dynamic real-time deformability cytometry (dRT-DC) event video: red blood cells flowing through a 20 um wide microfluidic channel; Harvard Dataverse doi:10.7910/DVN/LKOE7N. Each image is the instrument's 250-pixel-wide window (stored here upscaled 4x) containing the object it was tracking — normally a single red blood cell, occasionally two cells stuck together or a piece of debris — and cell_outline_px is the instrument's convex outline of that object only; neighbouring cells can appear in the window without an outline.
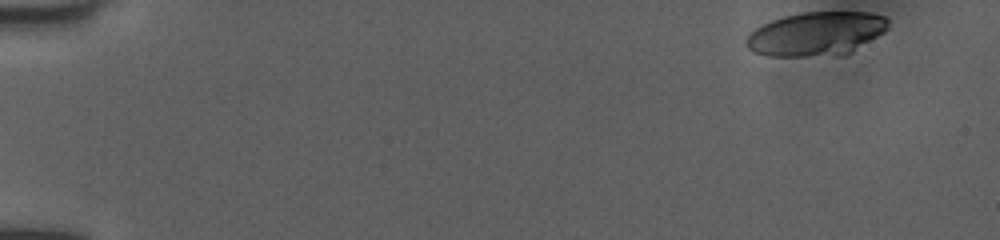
{"species": "human", "species_latin": "Homo sapiens", "temperature_condition": "room temperature", "stored_images_in_passage": 10, "camera_frame_rate_fps": 3000, "um_per_image_px": 0.085, "donor": {"sex": "female"}, "frame": {"image": 1, "passage_image": 1, "time_ms": 0.0, "image_size_px": [1000, 240], "cell_outline_px": [[888, 28], [884, 32], [852, 52], [844, 56], [768, 56], [752, 52], [744, 44], [744, 40], [756, 28], [772, 20], [784, 16], [804, 12], [868, 12], [884, 16], [888, 20]], "centroid_in_image_um": [69.38, 2.89], "position_along_channel_um": 15.6, "area_um2": 36.47}}
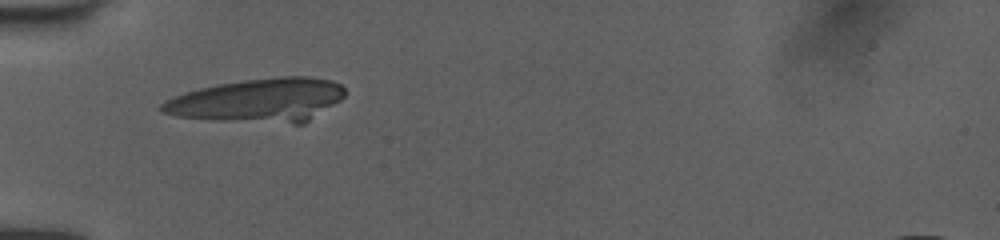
{"frame": {"image": 2, "passage_image": 9, "time_ms": 2.667, "image_size_px": [1000, 240], "cell_outline_px": [[344, 96], [340, 100], [304, 124], [292, 124], [212, 120], [176, 116], [160, 112], [156, 108], [164, 100], [200, 88], [220, 84], [244, 80], [280, 76], [308, 76], [332, 80], [340, 84], [344, 88]], "centroid_in_image_um": [21.96, 8.54], "position_along_channel_um": 63.0, "area_um2": 46.76}}
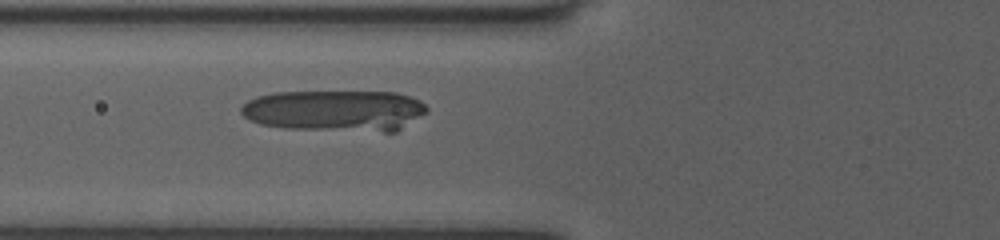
{"frame": {"image": 3, "passage_image": 10, "time_ms": 3.0, "image_size_px": [1000, 240], "cell_outline_px": [[428, 112], [396, 132], [384, 132], [284, 128], [260, 124], [248, 120], [240, 112], [240, 108], [248, 100], [256, 96], [276, 92], [396, 92], [420, 100], [428, 108]], "centroid_in_image_um": [28.48, 9.41], "position_along_channel_um": 97.3, "area_um2": 45.03}}